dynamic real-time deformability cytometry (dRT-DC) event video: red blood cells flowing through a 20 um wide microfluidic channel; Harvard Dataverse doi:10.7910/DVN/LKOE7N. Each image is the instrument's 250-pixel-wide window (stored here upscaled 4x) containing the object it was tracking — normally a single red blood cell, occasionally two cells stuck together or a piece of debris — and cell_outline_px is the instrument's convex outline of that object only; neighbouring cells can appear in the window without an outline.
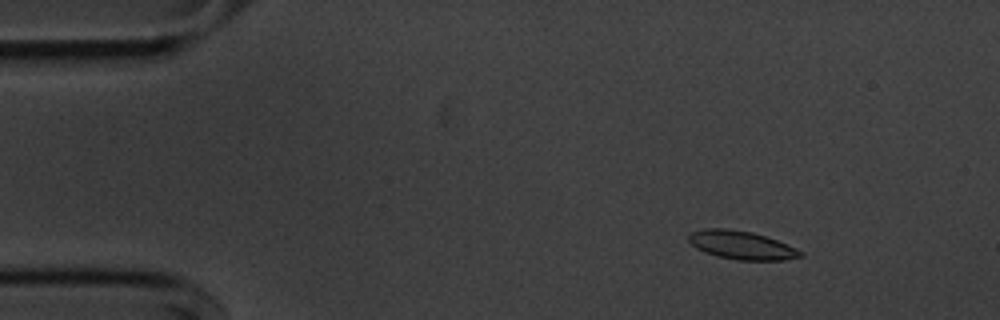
{"species": "common noctule bat (a hibernating species)", "species_latin": "Nyctalus noctula", "temperature_condition": "cold", "stored_images_in_passage": 56, "camera_frame_rate_fps": 3000, "um_per_image_px": 0.085, "animal": {"sex": "male", "body_mass_g": 20.1, "forearm_length_mm": 53.5}, "frame": {"image": 1, "passage_image": 8, "time_ms": 2.333, "image_size_px": [1000, 320], "cell_outline_px": [[804, 256], [784, 260], [736, 260], [716, 256], [704, 252], [696, 248], [688, 240], [688, 236], [692, 232], [704, 228], [724, 228], [752, 232], [776, 240], [796, 248], [804, 252]], "centroid_in_image_um": [63.03, 20.84], "position_along_channel_um": 22.0, "area_um2": 18.5}}
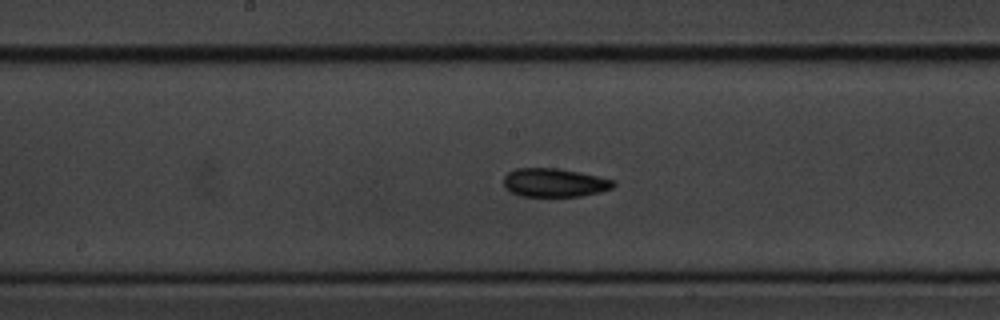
{"frame": {"image": 2, "passage_image": 29, "time_ms": 9.333, "image_size_px": [1000, 320], "cell_outline_px": [[616, 184], [612, 188], [600, 192], [580, 196], [520, 196], [504, 188], [504, 176], [508, 172], [516, 168], [560, 168], [580, 172], [612, 180]], "centroid_in_image_um": [47.1, 15.52], "position_along_channel_um": 201.1, "area_um2": 18.26}}
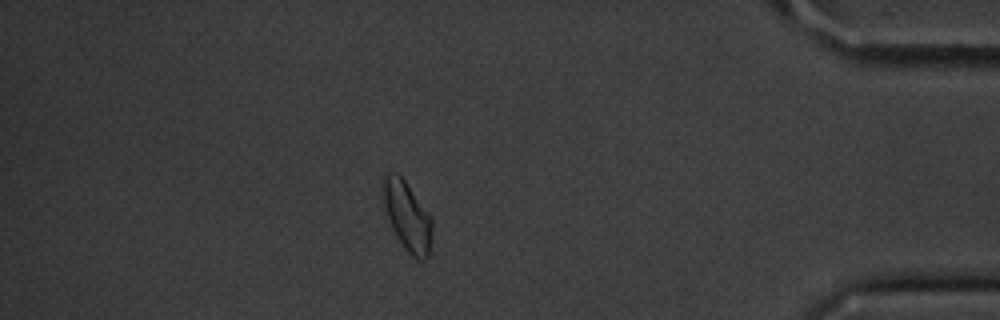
{"frame": {"image": 3, "passage_image": 49, "time_ms": 16.0, "image_size_px": [1000, 320], "cell_outline_px": [[432, 228], [428, 256], [420, 260], [412, 256], [408, 252], [392, 228], [384, 204], [380, 180], [384, 172], [396, 172], [404, 180], [432, 216]], "centroid_in_image_um": [34.59, 18.29], "position_along_channel_um": 400.6, "area_um2": 19.71}, "authors_computed_cell_mechanics": {"area_um2": 18.4382, "velocity_mm_per_s": 3.5968, "shape_relaxation_time_tau1_ms": 2.472, "shape_relaxation_time_tau2_ms": 4.8022, "deformation_change_tau1": 0.0886, "deformation_change_tau2": 0.0997}}